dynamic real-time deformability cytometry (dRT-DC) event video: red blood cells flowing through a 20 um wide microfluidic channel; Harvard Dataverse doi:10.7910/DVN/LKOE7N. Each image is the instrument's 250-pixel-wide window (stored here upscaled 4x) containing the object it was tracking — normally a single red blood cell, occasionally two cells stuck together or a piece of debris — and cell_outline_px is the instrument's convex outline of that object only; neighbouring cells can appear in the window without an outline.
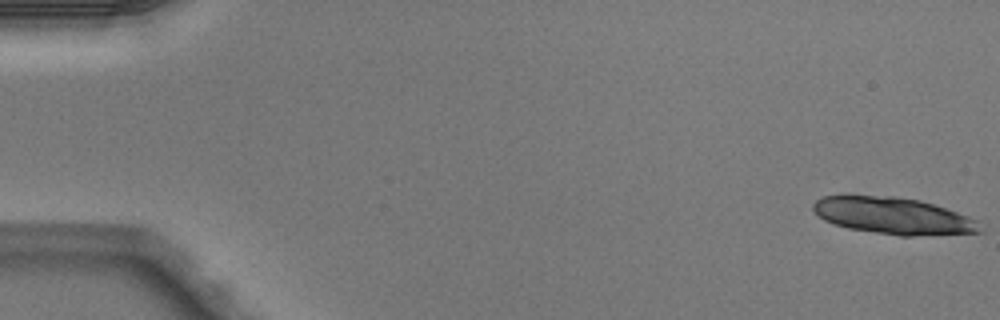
{"species": "Egyptian fruit bat (a non-hibernating species)", "species_latin": "Rousettus aegyptiacus", "temperature_condition": "warm", "stored_images_in_passage": 5, "camera_frame_rate_fps": 3000, "um_per_image_px": 0.085, "animal": {"sex": "male"}, "frame": {"image": 1, "passage_image": 1, "time_ms": 0.0, "image_size_px": [1000, 320], "cell_outline_px": [[984, 232], [912, 236], [900, 236], [848, 228], [832, 224], [824, 220], [812, 208], [812, 204], [816, 200], [824, 196], [896, 196], [920, 200], [968, 216], [976, 220]], "centroid_in_image_um": [75.93, 18.35], "position_along_channel_um": 9.1, "area_um2": 35.49}}